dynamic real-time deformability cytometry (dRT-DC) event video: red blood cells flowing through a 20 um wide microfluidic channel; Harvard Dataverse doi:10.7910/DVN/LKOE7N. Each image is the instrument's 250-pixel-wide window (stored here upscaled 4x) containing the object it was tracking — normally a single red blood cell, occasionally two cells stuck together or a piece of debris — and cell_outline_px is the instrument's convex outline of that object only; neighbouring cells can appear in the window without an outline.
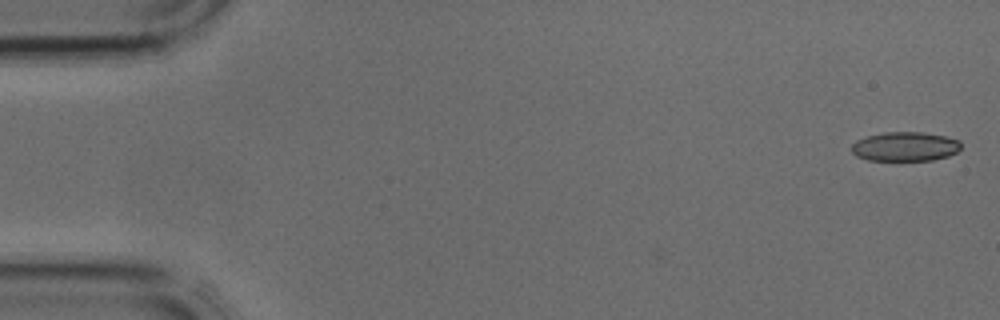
{"species": "common noctule bat (a hibernating species)", "species_latin": "Nyctalus noctula", "temperature_condition": "cold", "stored_images_in_passage": 3, "camera_frame_rate_fps": 3000, "um_per_image_px": 0.085, "animal": {"sex": "male", "body_mass_g": 17.9, "forearm_length_mm": 54.2}, "frame": {"image": 1, "passage_image": 1, "time_ms": 0.0, "image_size_px": [1000, 320], "cell_outline_px": [[960, 148], [956, 152], [948, 156], [932, 160], [868, 160], [856, 156], [852, 152], [852, 144], [856, 140], [868, 136], [884, 132], [924, 132], [944, 136], [960, 140]], "centroid_in_image_um": [76.93, 12.45], "position_along_channel_um": 8.1, "area_um2": 18.61}}